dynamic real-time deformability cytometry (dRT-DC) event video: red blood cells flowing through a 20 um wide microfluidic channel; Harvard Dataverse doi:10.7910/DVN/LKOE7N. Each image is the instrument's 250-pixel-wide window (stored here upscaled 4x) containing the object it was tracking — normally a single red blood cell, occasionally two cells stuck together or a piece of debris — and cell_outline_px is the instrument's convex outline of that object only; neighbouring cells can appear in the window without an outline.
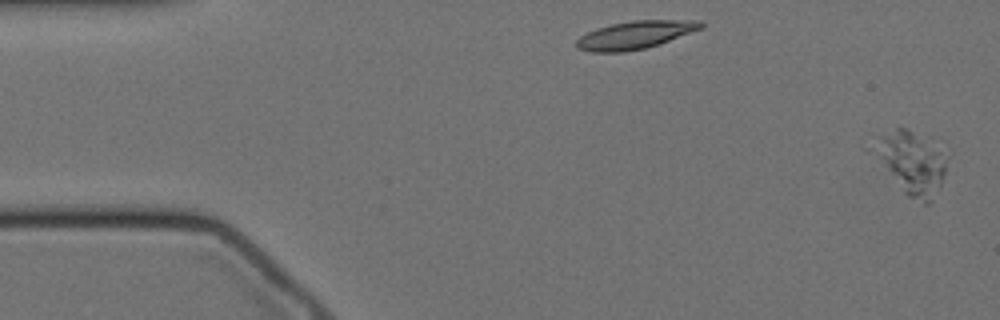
{"species": "Egyptian fruit bat (a non-hibernating species)", "species_latin": "Rousettus aegyptiacus", "temperature_condition": "cold", "stored_images_in_passage": 8, "camera_frame_rate_fps": 3000, "um_per_image_px": 0.085, "animal": {"sex": "female"}, "frame": {"image": 1, "passage_image": 1, "time_ms": 0.0, "image_size_px": [1000, 320], "cell_outline_px": [[952, 152], [940, 184], [932, 200], [928, 204], [924, 204], [908, 196], [860, 148], [876, 136], [896, 128], [904, 128]], "centroid_in_image_um": [77.33, 13.77], "position_along_channel_um": 7.7, "area_um2": 28.73}}